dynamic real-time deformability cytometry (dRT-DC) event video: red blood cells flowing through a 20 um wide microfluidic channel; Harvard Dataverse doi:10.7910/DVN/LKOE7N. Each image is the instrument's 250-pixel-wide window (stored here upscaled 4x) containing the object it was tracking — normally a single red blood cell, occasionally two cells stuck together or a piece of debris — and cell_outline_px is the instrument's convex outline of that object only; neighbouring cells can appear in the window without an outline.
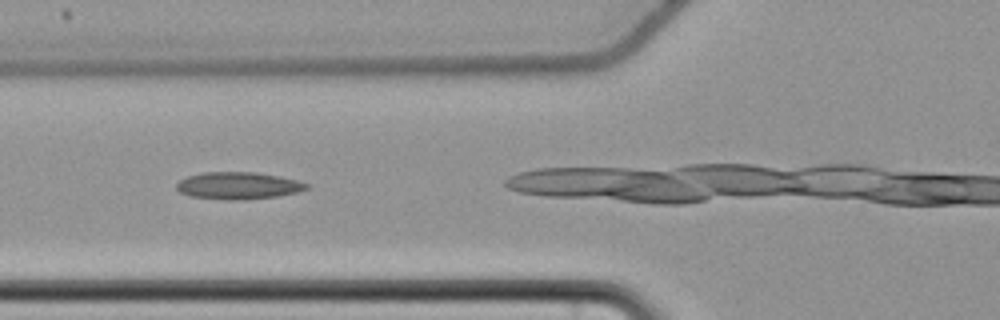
{"species": "common noctule bat (a hibernating species)", "species_latin": "Nyctalus noctula", "temperature_condition": "cold", "stored_images_in_passage": 28, "camera_frame_rate_fps": 3000, "um_per_image_px": 0.085, "animal": {"sex": "female", "body_mass_g": 22.7, "forearm_length_mm": 54.2}, "frame": {"image": 1, "passage_image": 15, "time_ms": 4.667, "image_size_px": [1000, 320], "cell_outline_px": [[312, 184], [308, 188], [296, 192], [276, 196], [244, 200], [228, 200], [192, 196], [180, 192], [176, 188], [176, 184], [180, 180], [188, 176], [204, 172], [256, 172], [280, 176]], "centroid_in_image_um": [20.27, 15.77], "position_along_channel_um": 105.5, "area_um2": 20.52}}
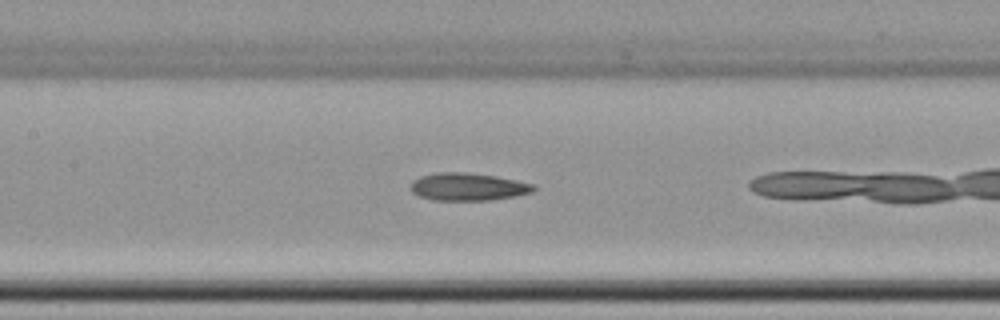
{"frame": {"image": 2, "passage_image": 20, "time_ms": 6.333, "image_size_px": [1000, 320], "cell_outline_px": [[536, 188], [532, 192], [516, 196], [492, 200], [436, 200], [420, 196], [412, 192], [412, 180], [420, 176], [436, 172], [464, 172], [496, 176], [516, 180], [532, 184]], "centroid_in_image_um": [39.78, 15.87], "position_along_channel_um": 167.6, "area_um2": 19.71}}